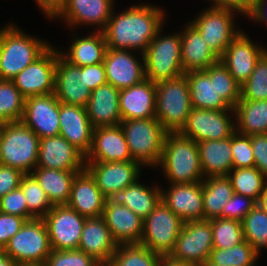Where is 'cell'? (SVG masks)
Instances as JSON below:
<instances>
[{
  "mask_svg": "<svg viewBox=\"0 0 267 266\" xmlns=\"http://www.w3.org/2000/svg\"><path fill=\"white\" fill-rule=\"evenodd\" d=\"M113 12L103 30L110 49L140 50L144 54L164 25L165 13L155 5H133L117 15Z\"/></svg>",
  "mask_w": 267,
  "mask_h": 266,
  "instance_id": "obj_1",
  "label": "cell"
},
{
  "mask_svg": "<svg viewBox=\"0 0 267 266\" xmlns=\"http://www.w3.org/2000/svg\"><path fill=\"white\" fill-rule=\"evenodd\" d=\"M184 75L189 83L192 108L229 110L241 98V85L220 60L205 70Z\"/></svg>",
  "mask_w": 267,
  "mask_h": 266,
  "instance_id": "obj_2",
  "label": "cell"
},
{
  "mask_svg": "<svg viewBox=\"0 0 267 266\" xmlns=\"http://www.w3.org/2000/svg\"><path fill=\"white\" fill-rule=\"evenodd\" d=\"M170 184L204 180L197 143L178 133H166L159 165Z\"/></svg>",
  "mask_w": 267,
  "mask_h": 266,
  "instance_id": "obj_3",
  "label": "cell"
},
{
  "mask_svg": "<svg viewBox=\"0 0 267 266\" xmlns=\"http://www.w3.org/2000/svg\"><path fill=\"white\" fill-rule=\"evenodd\" d=\"M50 46L25 34L13 23L0 29V80H12Z\"/></svg>",
  "mask_w": 267,
  "mask_h": 266,
  "instance_id": "obj_4",
  "label": "cell"
},
{
  "mask_svg": "<svg viewBox=\"0 0 267 266\" xmlns=\"http://www.w3.org/2000/svg\"><path fill=\"white\" fill-rule=\"evenodd\" d=\"M155 85V118L167 133L180 132L192 110L186 76L160 81Z\"/></svg>",
  "mask_w": 267,
  "mask_h": 266,
  "instance_id": "obj_5",
  "label": "cell"
},
{
  "mask_svg": "<svg viewBox=\"0 0 267 266\" xmlns=\"http://www.w3.org/2000/svg\"><path fill=\"white\" fill-rule=\"evenodd\" d=\"M39 142L21 121L0 124V163L30 174L36 168Z\"/></svg>",
  "mask_w": 267,
  "mask_h": 266,
  "instance_id": "obj_6",
  "label": "cell"
},
{
  "mask_svg": "<svg viewBox=\"0 0 267 266\" xmlns=\"http://www.w3.org/2000/svg\"><path fill=\"white\" fill-rule=\"evenodd\" d=\"M133 161L157 167L161 161L166 131L156 118L120 122Z\"/></svg>",
  "mask_w": 267,
  "mask_h": 266,
  "instance_id": "obj_7",
  "label": "cell"
},
{
  "mask_svg": "<svg viewBox=\"0 0 267 266\" xmlns=\"http://www.w3.org/2000/svg\"><path fill=\"white\" fill-rule=\"evenodd\" d=\"M161 29L144 53L146 79L157 83L173 80L185 73L181 63L180 33L161 36Z\"/></svg>",
  "mask_w": 267,
  "mask_h": 266,
  "instance_id": "obj_8",
  "label": "cell"
},
{
  "mask_svg": "<svg viewBox=\"0 0 267 266\" xmlns=\"http://www.w3.org/2000/svg\"><path fill=\"white\" fill-rule=\"evenodd\" d=\"M184 222L162 201L143 223L140 245L160 255H170L174 250Z\"/></svg>",
  "mask_w": 267,
  "mask_h": 266,
  "instance_id": "obj_9",
  "label": "cell"
},
{
  "mask_svg": "<svg viewBox=\"0 0 267 266\" xmlns=\"http://www.w3.org/2000/svg\"><path fill=\"white\" fill-rule=\"evenodd\" d=\"M51 250L43 219L26 221L3 249L17 263H45Z\"/></svg>",
  "mask_w": 267,
  "mask_h": 266,
  "instance_id": "obj_10",
  "label": "cell"
},
{
  "mask_svg": "<svg viewBox=\"0 0 267 266\" xmlns=\"http://www.w3.org/2000/svg\"><path fill=\"white\" fill-rule=\"evenodd\" d=\"M237 11L225 8L209 7L190 23L199 31L209 50L220 60L228 45L241 32L236 30L235 15Z\"/></svg>",
  "mask_w": 267,
  "mask_h": 266,
  "instance_id": "obj_11",
  "label": "cell"
},
{
  "mask_svg": "<svg viewBox=\"0 0 267 266\" xmlns=\"http://www.w3.org/2000/svg\"><path fill=\"white\" fill-rule=\"evenodd\" d=\"M227 111L233 115L234 109L209 110L192 108L184 127L179 133L194 140L196 143L206 140L227 139L236 132L235 120L231 121L232 117Z\"/></svg>",
  "mask_w": 267,
  "mask_h": 266,
  "instance_id": "obj_12",
  "label": "cell"
},
{
  "mask_svg": "<svg viewBox=\"0 0 267 266\" xmlns=\"http://www.w3.org/2000/svg\"><path fill=\"white\" fill-rule=\"evenodd\" d=\"M212 248L213 232L210 220L187 221L181 228L170 256L195 266H202L208 261Z\"/></svg>",
  "mask_w": 267,
  "mask_h": 266,
  "instance_id": "obj_13",
  "label": "cell"
},
{
  "mask_svg": "<svg viewBox=\"0 0 267 266\" xmlns=\"http://www.w3.org/2000/svg\"><path fill=\"white\" fill-rule=\"evenodd\" d=\"M42 219L47 227L51 249L78 250L86 217L67 205H54Z\"/></svg>",
  "mask_w": 267,
  "mask_h": 266,
  "instance_id": "obj_14",
  "label": "cell"
},
{
  "mask_svg": "<svg viewBox=\"0 0 267 266\" xmlns=\"http://www.w3.org/2000/svg\"><path fill=\"white\" fill-rule=\"evenodd\" d=\"M57 57L58 50L51 45L12 79L25 98L54 93Z\"/></svg>",
  "mask_w": 267,
  "mask_h": 266,
  "instance_id": "obj_15",
  "label": "cell"
},
{
  "mask_svg": "<svg viewBox=\"0 0 267 266\" xmlns=\"http://www.w3.org/2000/svg\"><path fill=\"white\" fill-rule=\"evenodd\" d=\"M92 91L88 88L86 66L67 62L58 51L54 95L60 103L86 108Z\"/></svg>",
  "mask_w": 267,
  "mask_h": 266,
  "instance_id": "obj_16",
  "label": "cell"
},
{
  "mask_svg": "<svg viewBox=\"0 0 267 266\" xmlns=\"http://www.w3.org/2000/svg\"><path fill=\"white\" fill-rule=\"evenodd\" d=\"M141 164L136 161H86L85 169L94 178L97 187L107 198L112 193L134 184L140 177Z\"/></svg>",
  "mask_w": 267,
  "mask_h": 266,
  "instance_id": "obj_17",
  "label": "cell"
},
{
  "mask_svg": "<svg viewBox=\"0 0 267 266\" xmlns=\"http://www.w3.org/2000/svg\"><path fill=\"white\" fill-rule=\"evenodd\" d=\"M59 104L54 93L28 97L21 122L40 139L59 136Z\"/></svg>",
  "mask_w": 267,
  "mask_h": 266,
  "instance_id": "obj_18",
  "label": "cell"
},
{
  "mask_svg": "<svg viewBox=\"0 0 267 266\" xmlns=\"http://www.w3.org/2000/svg\"><path fill=\"white\" fill-rule=\"evenodd\" d=\"M130 52L133 51L107 48L104 56L107 82L119 90L137 85L146 79L144 54L141 61Z\"/></svg>",
  "mask_w": 267,
  "mask_h": 266,
  "instance_id": "obj_19",
  "label": "cell"
},
{
  "mask_svg": "<svg viewBox=\"0 0 267 266\" xmlns=\"http://www.w3.org/2000/svg\"><path fill=\"white\" fill-rule=\"evenodd\" d=\"M86 156L64 137L41 138L36 167L64 171H83Z\"/></svg>",
  "mask_w": 267,
  "mask_h": 266,
  "instance_id": "obj_20",
  "label": "cell"
},
{
  "mask_svg": "<svg viewBox=\"0 0 267 266\" xmlns=\"http://www.w3.org/2000/svg\"><path fill=\"white\" fill-rule=\"evenodd\" d=\"M266 51L265 47L254 44L249 36L241 31L228 45L220 61L234 80L242 85L251 76L257 61Z\"/></svg>",
  "mask_w": 267,
  "mask_h": 266,
  "instance_id": "obj_21",
  "label": "cell"
},
{
  "mask_svg": "<svg viewBox=\"0 0 267 266\" xmlns=\"http://www.w3.org/2000/svg\"><path fill=\"white\" fill-rule=\"evenodd\" d=\"M161 201L184 223L204 220L202 182L170 184L161 190Z\"/></svg>",
  "mask_w": 267,
  "mask_h": 266,
  "instance_id": "obj_22",
  "label": "cell"
},
{
  "mask_svg": "<svg viewBox=\"0 0 267 266\" xmlns=\"http://www.w3.org/2000/svg\"><path fill=\"white\" fill-rule=\"evenodd\" d=\"M59 122V135L87 156L92 147L93 127L86 108L60 103Z\"/></svg>",
  "mask_w": 267,
  "mask_h": 266,
  "instance_id": "obj_23",
  "label": "cell"
},
{
  "mask_svg": "<svg viewBox=\"0 0 267 266\" xmlns=\"http://www.w3.org/2000/svg\"><path fill=\"white\" fill-rule=\"evenodd\" d=\"M86 161H133L120 125L93 128L92 147Z\"/></svg>",
  "mask_w": 267,
  "mask_h": 266,
  "instance_id": "obj_24",
  "label": "cell"
},
{
  "mask_svg": "<svg viewBox=\"0 0 267 266\" xmlns=\"http://www.w3.org/2000/svg\"><path fill=\"white\" fill-rule=\"evenodd\" d=\"M103 218L118 245L139 244L144 220L124 205L105 201Z\"/></svg>",
  "mask_w": 267,
  "mask_h": 266,
  "instance_id": "obj_25",
  "label": "cell"
},
{
  "mask_svg": "<svg viewBox=\"0 0 267 266\" xmlns=\"http://www.w3.org/2000/svg\"><path fill=\"white\" fill-rule=\"evenodd\" d=\"M113 2L114 0H67L64 10L57 18H64L69 27L96 25L98 31H103L111 17Z\"/></svg>",
  "mask_w": 267,
  "mask_h": 266,
  "instance_id": "obj_26",
  "label": "cell"
},
{
  "mask_svg": "<svg viewBox=\"0 0 267 266\" xmlns=\"http://www.w3.org/2000/svg\"><path fill=\"white\" fill-rule=\"evenodd\" d=\"M106 200L94 178L85 169L75 176L66 205L86 218L100 217L103 216Z\"/></svg>",
  "mask_w": 267,
  "mask_h": 266,
  "instance_id": "obj_27",
  "label": "cell"
},
{
  "mask_svg": "<svg viewBox=\"0 0 267 266\" xmlns=\"http://www.w3.org/2000/svg\"><path fill=\"white\" fill-rule=\"evenodd\" d=\"M156 85L143 82L120 90L119 110L122 121L155 118Z\"/></svg>",
  "mask_w": 267,
  "mask_h": 266,
  "instance_id": "obj_28",
  "label": "cell"
},
{
  "mask_svg": "<svg viewBox=\"0 0 267 266\" xmlns=\"http://www.w3.org/2000/svg\"><path fill=\"white\" fill-rule=\"evenodd\" d=\"M117 247L103 216L86 218L78 250L91 255L101 264H108Z\"/></svg>",
  "mask_w": 267,
  "mask_h": 266,
  "instance_id": "obj_29",
  "label": "cell"
},
{
  "mask_svg": "<svg viewBox=\"0 0 267 266\" xmlns=\"http://www.w3.org/2000/svg\"><path fill=\"white\" fill-rule=\"evenodd\" d=\"M119 94L120 90L109 83L92 90L86 110L93 128L120 124Z\"/></svg>",
  "mask_w": 267,
  "mask_h": 266,
  "instance_id": "obj_30",
  "label": "cell"
},
{
  "mask_svg": "<svg viewBox=\"0 0 267 266\" xmlns=\"http://www.w3.org/2000/svg\"><path fill=\"white\" fill-rule=\"evenodd\" d=\"M180 35L182 40L181 63L184 73L205 70L219 61L191 23L187 24Z\"/></svg>",
  "mask_w": 267,
  "mask_h": 266,
  "instance_id": "obj_31",
  "label": "cell"
},
{
  "mask_svg": "<svg viewBox=\"0 0 267 266\" xmlns=\"http://www.w3.org/2000/svg\"><path fill=\"white\" fill-rule=\"evenodd\" d=\"M161 187H148L136 181L123 190L107 197L109 203L124 205L143 220L149 216L161 201Z\"/></svg>",
  "mask_w": 267,
  "mask_h": 266,
  "instance_id": "obj_32",
  "label": "cell"
},
{
  "mask_svg": "<svg viewBox=\"0 0 267 266\" xmlns=\"http://www.w3.org/2000/svg\"><path fill=\"white\" fill-rule=\"evenodd\" d=\"M204 178L226 176L233 169L231 137L197 143Z\"/></svg>",
  "mask_w": 267,
  "mask_h": 266,
  "instance_id": "obj_33",
  "label": "cell"
},
{
  "mask_svg": "<svg viewBox=\"0 0 267 266\" xmlns=\"http://www.w3.org/2000/svg\"><path fill=\"white\" fill-rule=\"evenodd\" d=\"M69 48L66 53L59 51L67 62L80 67L95 65L104 61L106 38L103 31L96 30L84 38L75 36Z\"/></svg>",
  "mask_w": 267,
  "mask_h": 266,
  "instance_id": "obj_34",
  "label": "cell"
},
{
  "mask_svg": "<svg viewBox=\"0 0 267 266\" xmlns=\"http://www.w3.org/2000/svg\"><path fill=\"white\" fill-rule=\"evenodd\" d=\"M81 171H64L36 167L31 174L38 181L51 204L66 205L70 199L72 183Z\"/></svg>",
  "mask_w": 267,
  "mask_h": 266,
  "instance_id": "obj_35",
  "label": "cell"
},
{
  "mask_svg": "<svg viewBox=\"0 0 267 266\" xmlns=\"http://www.w3.org/2000/svg\"><path fill=\"white\" fill-rule=\"evenodd\" d=\"M233 109L237 132L249 136L267 134V100H239Z\"/></svg>",
  "mask_w": 267,
  "mask_h": 266,
  "instance_id": "obj_36",
  "label": "cell"
},
{
  "mask_svg": "<svg viewBox=\"0 0 267 266\" xmlns=\"http://www.w3.org/2000/svg\"><path fill=\"white\" fill-rule=\"evenodd\" d=\"M204 219L222 218V209L234 194L229 177L211 176L202 181Z\"/></svg>",
  "mask_w": 267,
  "mask_h": 266,
  "instance_id": "obj_37",
  "label": "cell"
},
{
  "mask_svg": "<svg viewBox=\"0 0 267 266\" xmlns=\"http://www.w3.org/2000/svg\"><path fill=\"white\" fill-rule=\"evenodd\" d=\"M227 176L234 193L248 196L256 202L267 187V178L256 167L232 169Z\"/></svg>",
  "mask_w": 267,
  "mask_h": 266,
  "instance_id": "obj_38",
  "label": "cell"
},
{
  "mask_svg": "<svg viewBox=\"0 0 267 266\" xmlns=\"http://www.w3.org/2000/svg\"><path fill=\"white\" fill-rule=\"evenodd\" d=\"M258 256L253 247L245 240L231 248L213 247L208 261L204 265L254 266Z\"/></svg>",
  "mask_w": 267,
  "mask_h": 266,
  "instance_id": "obj_39",
  "label": "cell"
},
{
  "mask_svg": "<svg viewBox=\"0 0 267 266\" xmlns=\"http://www.w3.org/2000/svg\"><path fill=\"white\" fill-rule=\"evenodd\" d=\"M161 255L140 244L118 245L109 266H159Z\"/></svg>",
  "mask_w": 267,
  "mask_h": 266,
  "instance_id": "obj_40",
  "label": "cell"
},
{
  "mask_svg": "<svg viewBox=\"0 0 267 266\" xmlns=\"http://www.w3.org/2000/svg\"><path fill=\"white\" fill-rule=\"evenodd\" d=\"M244 239L259 257L262 248H267V213L257 204L242 221Z\"/></svg>",
  "mask_w": 267,
  "mask_h": 266,
  "instance_id": "obj_41",
  "label": "cell"
},
{
  "mask_svg": "<svg viewBox=\"0 0 267 266\" xmlns=\"http://www.w3.org/2000/svg\"><path fill=\"white\" fill-rule=\"evenodd\" d=\"M25 99L12 80H0V124L21 121Z\"/></svg>",
  "mask_w": 267,
  "mask_h": 266,
  "instance_id": "obj_42",
  "label": "cell"
},
{
  "mask_svg": "<svg viewBox=\"0 0 267 266\" xmlns=\"http://www.w3.org/2000/svg\"><path fill=\"white\" fill-rule=\"evenodd\" d=\"M20 187L29 210V220L42 219L52 209L53 205L38 181L31 173L24 174L20 181Z\"/></svg>",
  "mask_w": 267,
  "mask_h": 266,
  "instance_id": "obj_43",
  "label": "cell"
},
{
  "mask_svg": "<svg viewBox=\"0 0 267 266\" xmlns=\"http://www.w3.org/2000/svg\"><path fill=\"white\" fill-rule=\"evenodd\" d=\"M213 232V247L231 248L245 241L242 222L226 218L210 219Z\"/></svg>",
  "mask_w": 267,
  "mask_h": 266,
  "instance_id": "obj_44",
  "label": "cell"
},
{
  "mask_svg": "<svg viewBox=\"0 0 267 266\" xmlns=\"http://www.w3.org/2000/svg\"><path fill=\"white\" fill-rule=\"evenodd\" d=\"M240 100H267V51L257 61L251 76L241 85Z\"/></svg>",
  "mask_w": 267,
  "mask_h": 266,
  "instance_id": "obj_45",
  "label": "cell"
},
{
  "mask_svg": "<svg viewBox=\"0 0 267 266\" xmlns=\"http://www.w3.org/2000/svg\"><path fill=\"white\" fill-rule=\"evenodd\" d=\"M46 266H101L94 257L80 250H51Z\"/></svg>",
  "mask_w": 267,
  "mask_h": 266,
  "instance_id": "obj_46",
  "label": "cell"
},
{
  "mask_svg": "<svg viewBox=\"0 0 267 266\" xmlns=\"http://www.w3.org/2000/svg\"><path fill=\"white\" fill-rule=\"evenodd\" d=\"M231 151L233 169L254 167L251 136L236 131L231 136Z\"/></svg>",
  "mask_w": 267,
  "mask_h": 266,
  "instance_id": "obj_47",
  "label": "cell"
},
{
  "mask_svg": "<svg viewBox=\"0 0 267 266\" xmlns=\"http://www.w3.org/2000/svg\"><path fill=\"white\" fill-rule=\"evenodd\" d=\"M0 212L23 217L29 221V210L20 186L0 199Z\"/></svg>",
  "mask_w": 267,
  "mask_h": 266,
  "instance_id": "obj_48",
  "label": "cell"
},
{
  "mask_svg": "<svg viewBox=\"0 0 267 266\" xmlns=\"http://www.w3.org/2000/svg\"><path fill=\"white\" fill-rule=\"evenodd\" d=\"M257 205V202L244 195L234 193L222 209V218L243 221L245 216Z\"/></svg>",
  "mask_w": 267,
  "mask_h": 266,
  "instance_id": "obj_49",
  "label": "cell"
},
{
  "mask_svg": "<svg viewBox=\"0 0 267 266\" xmlns=\"http://www.w3.org/2000/svg\"><path fill=\"white\" fill-rule=\"evenodd\" d=\"M26 221L23 217L0 212V249H4L11 237L21 229Z\"/></svg>",
  "mask_w": 267,
  "mask_h": 266,
  "instance_id": "obj_50",
  "label": "cell"
},
{
  "mask_svg": "<svg viewBox=\"0 0 267 266\" xmlns=\"http://www.w3.org/2000/svg\"><path fill=\"white\" fill-rule=\"evenodd\" d=\"M23 175L20 170L0 163V199L20 186Z\"/></svg>",
  "mask_w": 267,
  "mask_h": 266,
  "instance_id": "obj_51",
  "label": "cell"
},
{
  "mask_svg": "<svg viewBox=\"0 0 267 266\" xmlns=\"http://www.w3.org/2000/svg\"><path fill=\"white\" fill-rule=\"evenodd\" d=\"M256 167L267 178V134L251 135Z\"/></svg>",
  "mask_w": 267,
  "mask_h": 266,
  "instance_id": "obj_52",
  "label": "cell"
},
{
  "mask_svg": "<svg viewBox=\"0 0 267 266\" xmlns=\"http://www.w3.org/2000/svg\"><path fill=\"white\" fill-rule=\"evenodd\" d=\"M86 79L88 88L91 91L108 83L104 63L86 66Z\"/></svg>",
  "mask_w": 267,
  "mask_h": 266,
  "instance_id": "obj_53",
  "label": "cell"
},
{
  "mask_svg": "<svg viewBox=\"0 0 267 266\" xmlns=\"http://www.w3.org/2000/svg\"><path fill=\"white\" fill-rule=\"evenodd\" d=\"M255 2L256 0H212L213 6L211 7L232 9L238 14L240 12V14L247 16L253 9Z\"/></svg>",
  "mask_w": 267,
  "mask_h": 266,
  "instance_id": "obj_54",
  "label": "cell"
},
{
  "mask_svg": "<svg viewBox=\"0 0 267 266\" xmlns=\"http://www.w3.org/2000/svg\"><path fill=\"white\" fill-rule=\"evenodd\" d=\"M35 2L46 16L57 19L64 10L67 0H35Z\"/></svg>",
  "mask_w": 267,
  "mask_h": 266,
  "instance_id": "obj_55",
  "label": "cell"
},
{
  "mask_svg": "<svg viewBox=\"0 0 267 266\" xmlns=\"http://www.w3.org/2000/svg\"><path fill=\"white\" fill-rule=\"evenodd\" d=\"M267 0H256L253 9L248 14V17L254 19L256 22H267Z\"/></svg>",
  "mask_w": 267,
  "mask_h": 266,
  "instance_id": "obj_56",
  "label": "cell"
},
{
  "mask_svg": "<svg viewBox=\"0 0 267 266\" xmlns=\"http://www.w3.org/2000/svg\"><path fill=\"white\" fill-rule=\"evenodd\" d=\"M159 266H195L191 263L178 260L170 255H161Z\"/></svg>",
  "mask_w": 267,
  "mask_h": 266,
  "instance_id": "obj_57",
  "label": "cell"
},
{
  "mask_svg": "<svg viewBox=\"0 0 267 266\" xmlns=\"http://www.w3.org/2000/svg\"><path fill=\"white\" fill-rule=\"evenodd\" d=\"M0 266H17V262L2 250L0 251Z\"/></svg>",
  "mask_w": 267,
  "mask_h": 266,
  "instance_id": "obj_58",
  "label": "cell"
},
{
  "mask_svg": "<svg viewBox=\"0 0 267 266\" xmlns=\"http://www.w3.org/2000/svg\"><path fill=\"white\" fill-rule=\"evenodd\" d=\"M257 204L267 213V187L264 189Z\"/></svg>",
  "mask_w": 267,
  "mask_h": 266,
  "instance_id": "obj_59",
  "label": "cell"
},
{
  "mask_svg": "<svg viewBox=\"0 0 267 266\" xmlns=\"http://www.w3.org/2000/svg\"><path fill=\"white\" fill-rule=\"evenodd\" d=\"M17 266H46L45 263H17Z\"/></svg>",
  "mask_w": 267,
  "mask_h": 266,
  "instance_id": "obj_60",
  "label": "cell"
},
{
  "mask_svg": "<svg viewBox=\"0 0 267 266\" xmlns=\"http://www.w3.org/2000/svg\"><path fill=\"white\" fill-rule=\"evenodd\" d=\"M202 266H222V265H202Z\"/></svg>",
  "mask_w": 267,
  "mask_h": 266,
  "instance_id": "obj_61",
  "label": "cell"
}]
</instances>
